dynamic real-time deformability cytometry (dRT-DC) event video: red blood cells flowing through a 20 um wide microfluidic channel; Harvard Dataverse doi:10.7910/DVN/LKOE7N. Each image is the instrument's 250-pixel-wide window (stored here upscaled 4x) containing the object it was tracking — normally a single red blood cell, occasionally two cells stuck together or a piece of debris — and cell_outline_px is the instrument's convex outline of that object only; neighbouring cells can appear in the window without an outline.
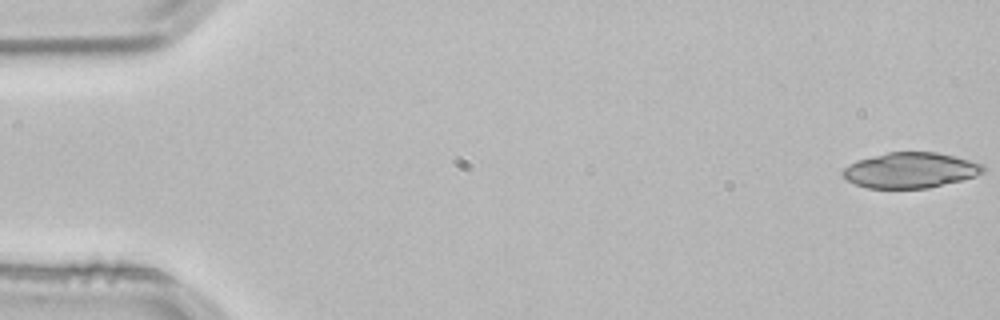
{"species": "common noctule bat (a hibernating species)", "species_latin": "Nyctalus noctula", "temperature_condition": "room temperature", "stored_images_in_passage": 4, "camera_frame_rate_fps": 3000, "um_per_image_px": 0.085, "animal": {"sex": "male", "body_mass_g": 21.5, "forearm_length_mm": 52.0}, "frame": {"image": 1, "passage_image": 1, "time_ms": 0.0, "image_size_px": [1000, 320], "cell_outline_px": [[984, 172], [976, 176], [928, 188], [868, 188], [856, 184], [848, 180], [840, 172], [848, 164], [856, 160], [888, 152], [936, 152], [984, 164]], "centroid_in_image_um": [77.36, 14.47], "position_along_channel_um": 7.6, "area_um2": 28.84}}
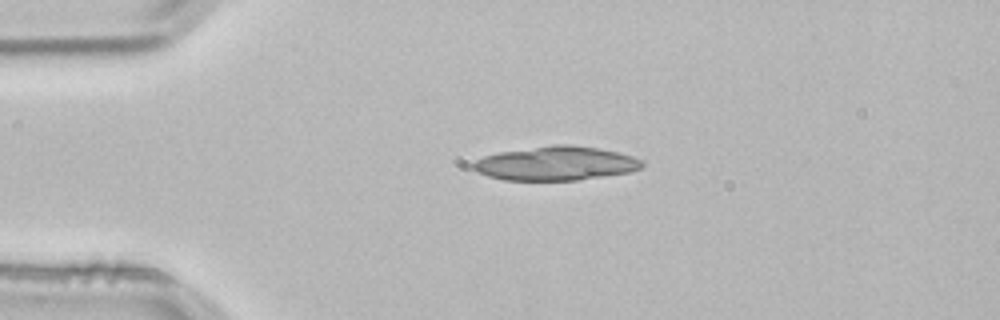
{"frame": {"image": 2, "passage_image": 3, "time_ms": 0.667, "image_size_px": [1000, 320], "cell_outline_px": [[644, 164], [640, 168], [632, 172], [580, 180], [504, 180], [488, 176], [472, 168], [472, 164], [476, 160], [484, 156], [500, 152], [552, 144], [572, 144], [600, 148], [632, 156], [644, 160]], "centroid_in_image_um": [47.29, 13.88], "position_along_channel_um": 37.7, "area_um2": 33.64}}